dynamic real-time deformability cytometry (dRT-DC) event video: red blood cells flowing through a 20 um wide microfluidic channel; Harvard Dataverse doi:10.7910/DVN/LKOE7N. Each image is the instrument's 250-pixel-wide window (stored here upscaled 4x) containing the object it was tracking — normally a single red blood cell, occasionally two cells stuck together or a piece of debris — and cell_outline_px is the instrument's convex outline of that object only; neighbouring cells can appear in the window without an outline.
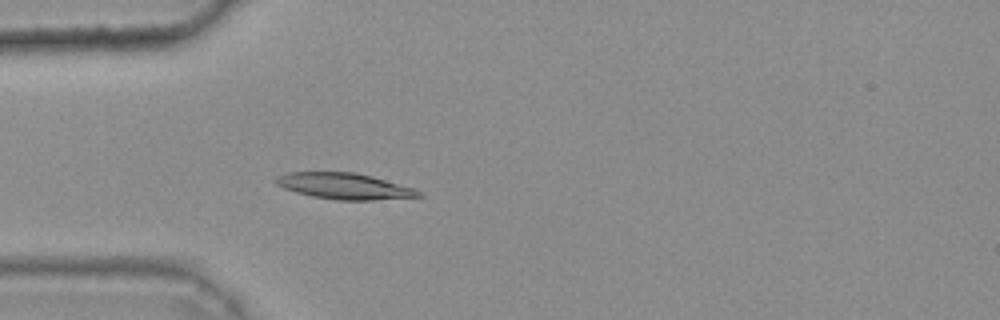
{"species": "common noctule bat (a hibernating species)", "species_latin": "Nyctalus noctula", "temperature_condition": "warm", "stored_images_in_passage": 45, "camera_frame_rate_fps": 3000, "um_per_image_px": 0.085, "animal": {"sex": "female", "body_mass_g": 25.1}, "frame": {"image": 1, "passage_image": 16, "time_ms": 5.0, "image_size_px": [1000, 320], "cell_outline_px": [[424, 196], [372, 200], [336, 200], [312, 196], [296, 192], [284, 188], [276, 184], [272, 180], [276, 176], [288, 172], [356, 172], [372, 176], [412, 188], [420, 192]], "centroid_in_image_um": [29.21, 15.81], "position_along_channel_um": 55.8, "area_um2": 21.62}}
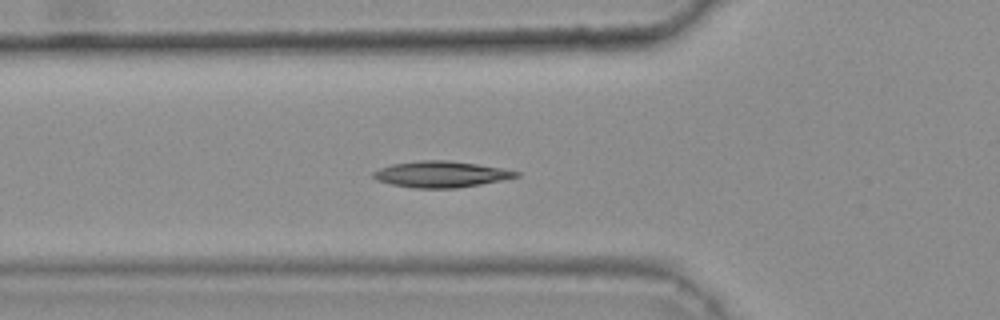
{"frame": {"image": 2, "passage_image": 19, "time_ms": 6.0, "image_size_px": [1000, 320], "cell_outline_px": [[520, 176], [504, 180], [456, 188], [412, 188], [392, 184], [376, 180], [372, 176], [372, 172], [380, 168], [392, 164], [420, 160], [448, 160], [504, 168], [520, 172]], "centroid_in_image_um": [37.49, 14.81], "position_along_channel_um": 88.3, "area_um2": 21.85}}
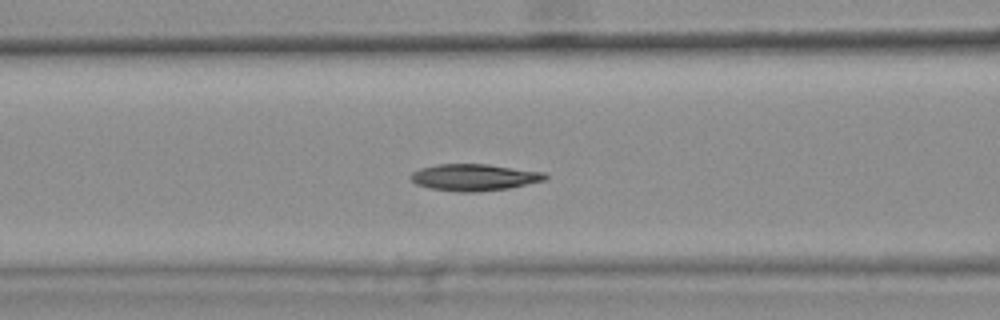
{"frame": {"image": 3, "passage_image": 22, "time_ms": 7.0, "image_size_px": [1000, 320], "cell_outline_px": [[548, 176], [544, 180], [508, 188], [476, 192], [460, 192], [428, 188], [416, 184], [408, 176], [412, 172], [420, 168], [436, 164], [488, 164], [544, 172]], "centroid_in_image_um": [40.26, 15.07], "position_along_channel_um": 126.3, "area_um2": 20.92}, "authors_computed_cell_mechanics": {"area_um2": 21.097, "velocity_mm_per_s": 3.7817, "shape_relaxation_time_tau1_ms": null, "shape_relaxation_time_tau2_ms": 2.3904, "deformation_change_tau1": null, "deformation_change_tau2": 0.0622}}